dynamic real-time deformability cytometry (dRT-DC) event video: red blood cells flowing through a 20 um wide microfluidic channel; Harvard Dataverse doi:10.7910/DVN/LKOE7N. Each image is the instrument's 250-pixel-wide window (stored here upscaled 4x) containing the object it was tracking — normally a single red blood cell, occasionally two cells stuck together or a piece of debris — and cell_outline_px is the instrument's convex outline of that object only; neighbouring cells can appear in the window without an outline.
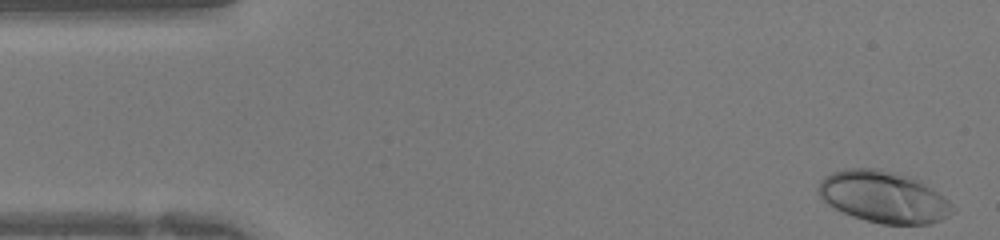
{"species": "human", "species_latin": "Homo sapiens", "temperature_condition": "warm", "stored_images_in_passage": 41, "camera_frame_rate_fps": 3000, "um_per_image_px": 0.085, "donor": {"sex": "female"}, "frame": {"image": 1, "passage_image": 1, "time_ms": 0.0, "image_size_px": [1000, 240], "cell_outline_px": [[956, 208], [948, 216], [940, 220], [928, 224], [880, 224], [852, 216], [828, 204], [816, 192], [816, 188], [820, 180], [824, 176], [832, 172], [844, 168], [880, 168], [896, 172], [924, 180], [944, 196]], "centroid_in_image_um": [75.12, 16.71], "position_along_channel_um": 9.9, "area_um2": 40.98}}
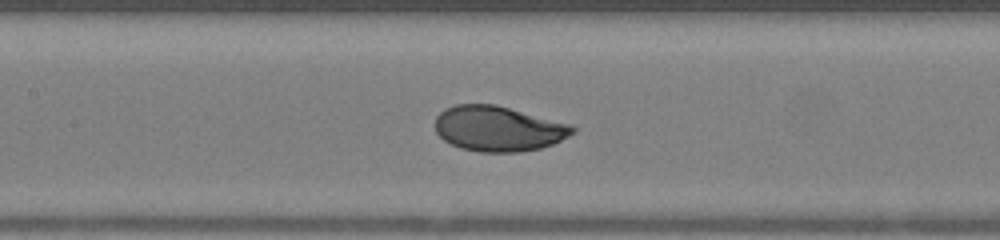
{"frame": {"image": 2, "passage_image": 18, "time_ms": 5.667, "image_size_px": [1000, 240], "cell_outline_px": [[576, 132], [552, 144], [540, 148], [520, 152], [480, 152], [460, 148], [444, 140], [436, 132], [436, 116], [444, 108], [456, 104], [496, 104], [572, 124], [576, 128]], "centroid_in_image_um": [42.37, 10.93], "position_along_channel_um": 165.0, "area_um2": 36.41}}
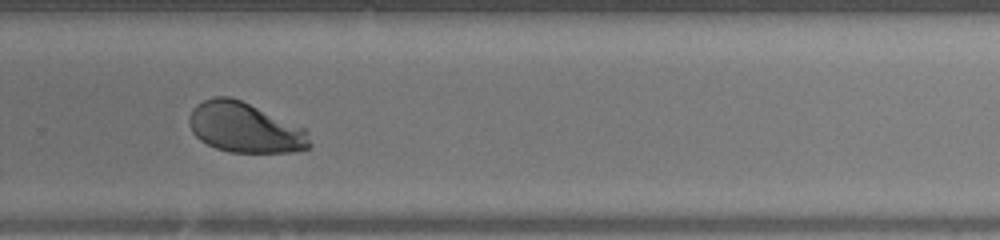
{"frame": {"image": 3, "passage_image": 27, "time_ms": 8.667, "image_size_px": [1000, 240], "cell_outline_px": [[312, 148], [292, 152], [228, 152], [216, 148], [200, 140], [192, 132], [188, 124], [188, 116], [192, 108], [196, 104], [212, 96], [228, 96], [240, 100], [308, 128], [312, 144]], "centroid_in_image_um": [20.85, 10.85], "position_along_channel_um": 309.0, "area_um2": 35.78}}